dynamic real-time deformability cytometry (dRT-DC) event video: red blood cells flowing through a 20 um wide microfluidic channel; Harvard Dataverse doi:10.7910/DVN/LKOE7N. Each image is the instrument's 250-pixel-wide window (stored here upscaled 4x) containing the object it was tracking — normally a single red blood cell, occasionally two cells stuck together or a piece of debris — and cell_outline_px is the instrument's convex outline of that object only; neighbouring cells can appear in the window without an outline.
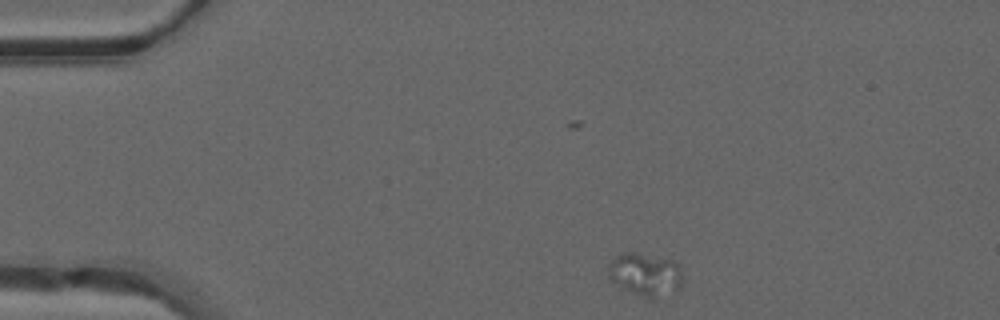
{"species": "common noctule bat (a hibernating species)", "species_latin": "Nyctalus noctula", "temperature_condition": "warm", "stored_images_in_passage": 2, "camera_frame_rate_fps": 3000, "um_per_image_px": 0.085, "animal": {"sex": "male", "forearm_length_mm": 52.5}, "frame": {"image": 1, "passage_image": 2, "time_ms": 0.333, "image_size_px": [1000, 320], "cell_outline_px": [[680, 288], [676, 296], [652, 300], [612, 280], [608, 276], [608, 264], [616, 256], [624, 252], [636, 252], [672, 260], [680, 264]], "centroid_in_image_um": [54.93, 23.34], "position_along_channel_um": 30.1, "area_um2": 18.67}}